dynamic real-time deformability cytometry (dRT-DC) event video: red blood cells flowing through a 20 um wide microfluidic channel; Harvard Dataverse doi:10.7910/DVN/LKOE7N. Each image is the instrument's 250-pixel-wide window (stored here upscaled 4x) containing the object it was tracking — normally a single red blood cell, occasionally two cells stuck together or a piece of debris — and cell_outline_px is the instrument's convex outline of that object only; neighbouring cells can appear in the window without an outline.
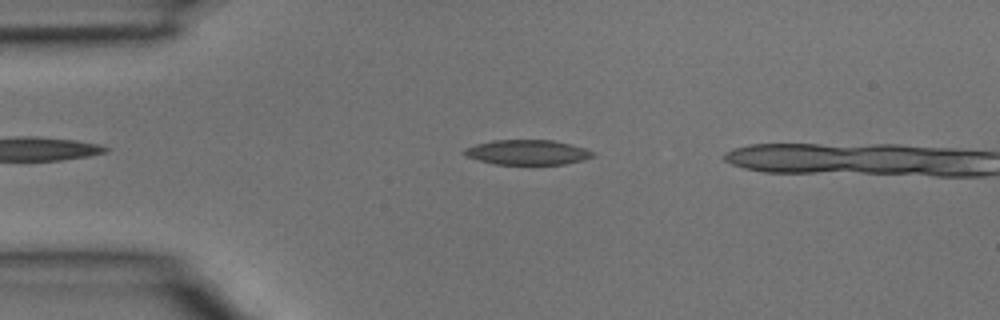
{"species": "common noctule bat (a hibernating species)", "species_latin": "Nyctalus noctula", "temperature_condition": "room temperature", "stored_images_in_passage": 3, "camera_frame_rate_fps": 3000, "um_per_image_px": 0.085, "animal": {"sex": "male", "body_mass_g": 15.6}, "frame": {"image": 1, "passage_image": 2, "time_ms": 0.333, "image_size_px": [1000, 320], "cell_outline_px": [[596, 156], [584, 160], [564, 164], [496, 164], [464, 156], [464, 148], [476, 144], [492, 140], [552, 140], [584, 148], [596, 152]], "centroid_in_image_um": [44.85, 12.94], "position_along_channel_um": 40.1, "area_um2": 18.61}}